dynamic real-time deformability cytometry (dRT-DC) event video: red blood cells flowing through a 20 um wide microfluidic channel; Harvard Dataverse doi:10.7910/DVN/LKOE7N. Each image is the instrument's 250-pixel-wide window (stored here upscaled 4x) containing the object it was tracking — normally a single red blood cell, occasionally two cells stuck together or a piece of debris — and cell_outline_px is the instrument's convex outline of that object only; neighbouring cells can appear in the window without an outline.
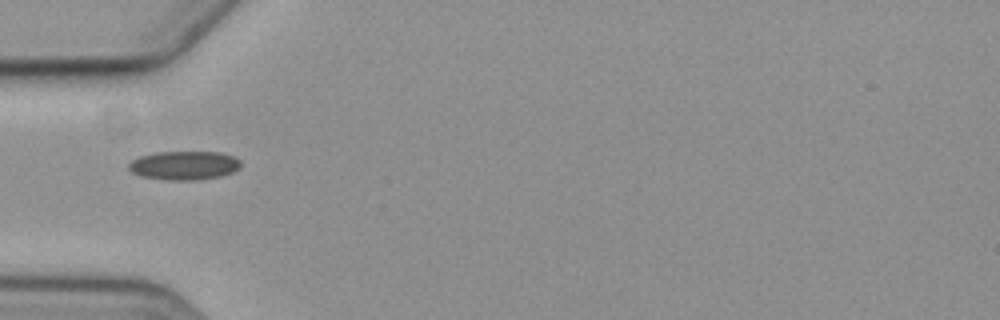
{"species": "common noctule bat (a hibernating species)", "species_latin": "Nyctalus noctula", "temperature_condition": "cold", "stored_images_in_passage": 2, "camera_frame_rate_fps": 3000, "um_per_image_px": 0.085, "animal": {"sex": "female", "body_mass_g": 19.3, "forearm_length_mm": 54.1}, "frame": {"image": 1, "passage_image": 1, "time_ms": 0.0, "image_size_px": [1000, 320], "cell_outline_px": [[240, 168], [232, 172], [220, 176], [192, 180], [168, 180], [140, 176], [132, 172], [128, 168], [128, 164], [132, 160], [140, 156], [156, 152], [220, 152], [236, 156], [240, 160]], "centroid_in_image_um": [15.66, 14.05], "position_along_channel_um": 69.3, "area_um2": 18.84}}
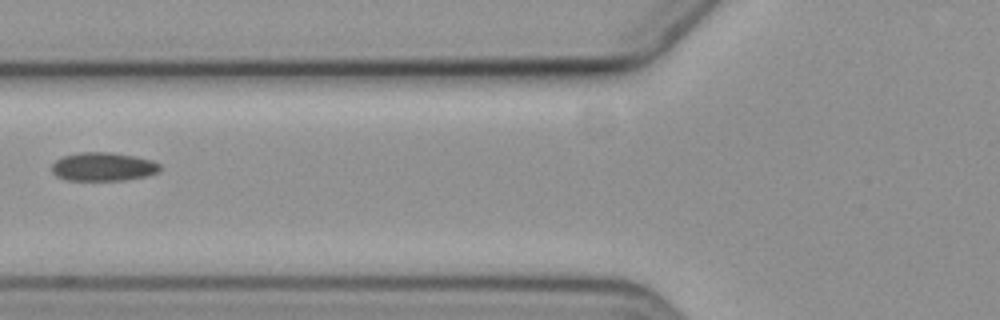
{"frame": {"image": 2, "passage_image": 2, "time_ms": 1.333, "image_size_px": [1000, 320], "cell_outline_px": [[160, 172], [144, 176], [124, 180], [68, 180], [56, 176], [52, 172], [52, 164], [56, 160], [64, 156], [80, 152], [112, 152], [136, 156], [152, 160], [160, 164]], "centroid_in_image_um": [8.78, 14.16], "position_along_channel_um": 117.0, "area_um2": 18.03}}